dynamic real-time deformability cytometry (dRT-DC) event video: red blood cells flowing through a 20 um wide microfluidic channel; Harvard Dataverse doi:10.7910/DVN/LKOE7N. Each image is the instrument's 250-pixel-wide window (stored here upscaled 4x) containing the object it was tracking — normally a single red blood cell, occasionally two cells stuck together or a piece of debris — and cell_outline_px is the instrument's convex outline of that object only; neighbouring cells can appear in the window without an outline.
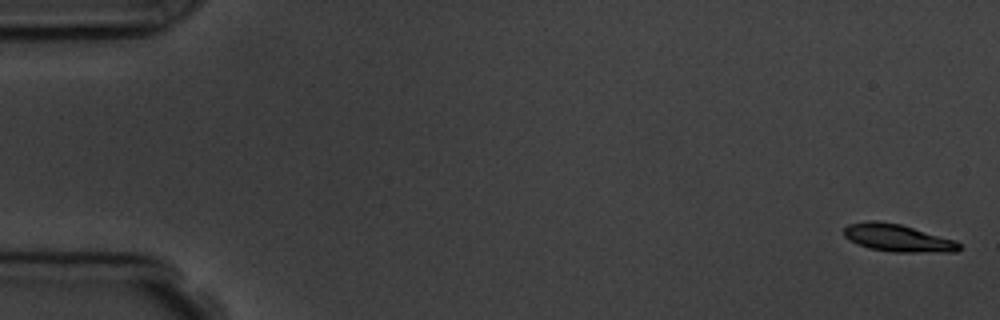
{"species": "common noctule bat (a hibernating species)", "species_latin": "Nyctalus noctula", "temperature_condition": "room temperature", "stored_images_in_passage": 9, "camera_frame_rate_fps": 3000, "um_per_image_px": 0.085, "animal": {"sex": "male", "body_mass_g": 19.5, "forearm_length_mm": 54.6}, "frame": {"image": 1, "passage_image": 1, "time_ms": 0.0, "image_size_px": [1000, 320], "cell_outline_px": [[960, 248], [956, 252], [892, 252], [868, 248], [856, 244], [848, 240], [844, 236], [844, 228], [848, 224], [868, 220], [880, 220], [900, 224], [956, 240], [960, 244]], "centroid_in_image_um": [76.27, 20.22], "position_along_channel_um": 8.7, "area_um2": 18.67}}
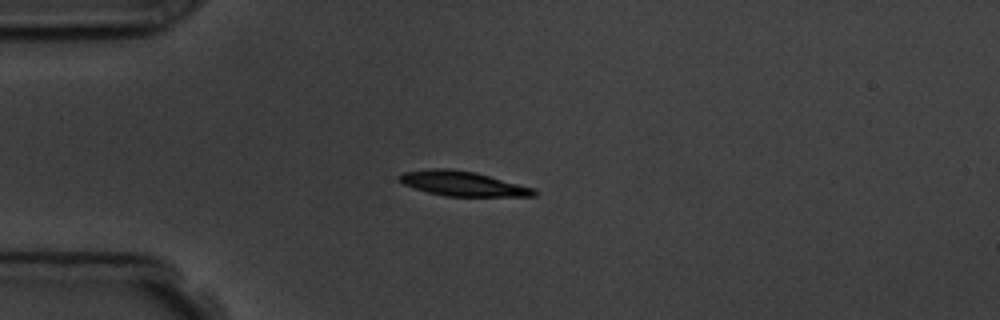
{"frame": {"image": 2, "passage_image": 4, "time_ms": 4.333, "image_size_px": [1000, 320], "cell_outline_px": [[536, 196], [444, 196], [428, 192], [404, 184], [396, 180], [396, 176], [404, 172], [432, 168], [448, 168], [476, 172], [536, 188]], "centroid_in_image_um": [39.33, 15.6], "position_along_channel_um": 45.7, "area_um2": 19.54}}
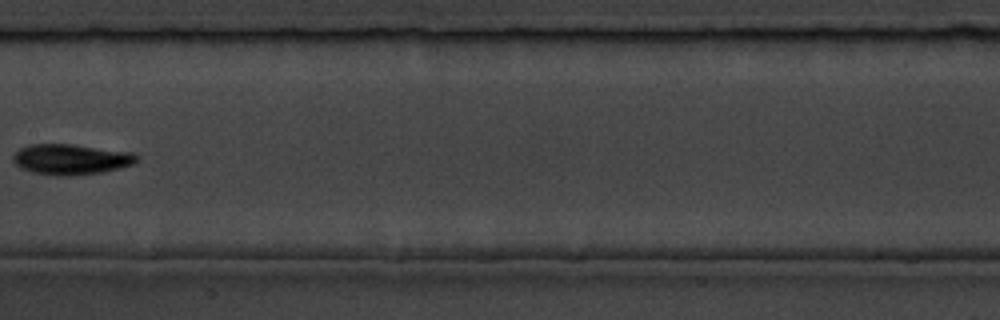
{"frame": {"image": 3, "passage_image": 8, "time_ms": 9.0, "image_size_px": [1000, 320], "cell_outline_px": [[136, 160], [132, 164], [120, 168], [104, 172], [68, 176], [56, 176], [32, 172], [20, 168], [12, 160], [12, 156], [20, 148], [28, 144], [72, 144], [132, 152], [136, 156]], "centroid_in_image_um": [5.99, 13.54], "position_along_channel_um": 201.4, "area_um2": 22.02}}